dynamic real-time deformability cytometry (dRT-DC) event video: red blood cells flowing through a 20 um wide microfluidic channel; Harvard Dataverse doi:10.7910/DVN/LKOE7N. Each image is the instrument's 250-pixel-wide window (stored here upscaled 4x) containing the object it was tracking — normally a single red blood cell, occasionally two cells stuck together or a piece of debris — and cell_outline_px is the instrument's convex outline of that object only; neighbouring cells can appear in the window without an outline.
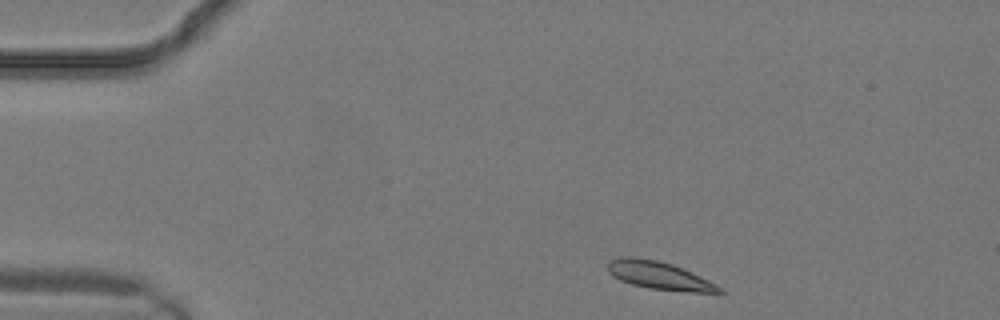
{"species": "common noctule bat (a hibernating species)", "species_latin": "Nyctalus noctula", "temperature_condition": "warm", "stored_images_in_passage": 12, "camera_frame_rate_fps": 3000, "um_per_image_px": 0.085, "animal": {"sex": "male", "body_mass_g": 19.2, "forearm_length_mm": 51.8}, "frame": {"image": 1, "passage_image": 1, "time_ms": 0.0, "image_size_px": [1000, 320], "cell_outline_px": [[724, 292], [688, 292], [652, 288], [632, 284], [620, 280], [612, 276], [608, 272], [608, 264], [612, 260], [620, 256], [632, 256], [656, 260], [672, 264], [692, 272], [716, 284]], "centroid_in_image_um": [56.0, 23.4], "position_along_channel_um": 29.0, "area_um2": 17.86}}
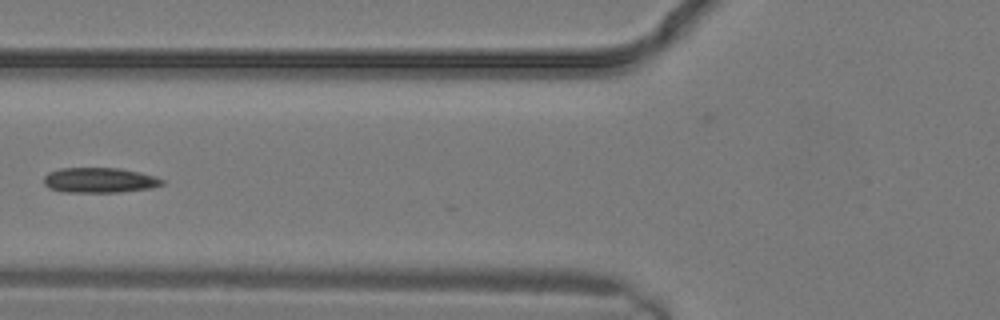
{"frame": {"image": 2, "passage_image": 7, "time_ms": 2.0, "image_size_px": [1000, 320], "cell_outline_px": [[164, 184], [152, 188], [120, 192], [64, 192], [48, 188], [44, 184], [44, 176], [48, 172], [60, 168], [120, 168], [140, 172], [164, 180]], "centroid_in_image_um": [8.44, 15.32], "position_along_channel_um": 117.4, "area_um2": 17.4}}
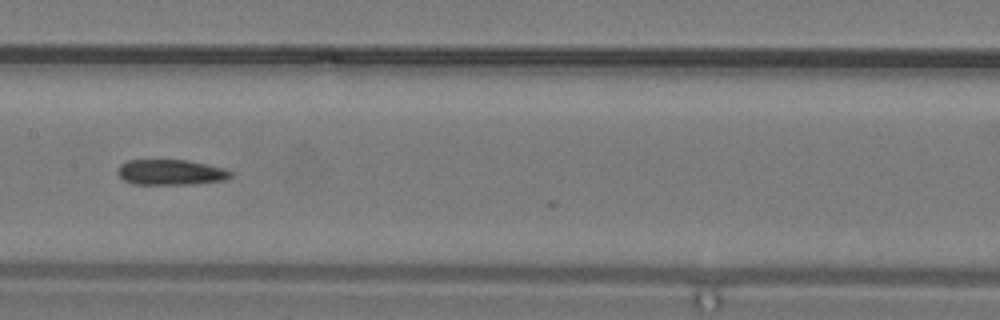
{"frame": {"image": 3, "passage_image": 10, "time_ms": 3.0, "image_size_px": [1000, 320], "cell_outline_px": [[232, 176], [228, 180], [192, 184], [132, 184], [124, 180], [116, 172], [116, 168], [120, 164], [128, 160], [188, 160], [224, 168], [232, 172]], "centroid_in_image_um": [14.51, 14.64], "position_along_channel_um": 192.9, "area_um2": 16.94}}